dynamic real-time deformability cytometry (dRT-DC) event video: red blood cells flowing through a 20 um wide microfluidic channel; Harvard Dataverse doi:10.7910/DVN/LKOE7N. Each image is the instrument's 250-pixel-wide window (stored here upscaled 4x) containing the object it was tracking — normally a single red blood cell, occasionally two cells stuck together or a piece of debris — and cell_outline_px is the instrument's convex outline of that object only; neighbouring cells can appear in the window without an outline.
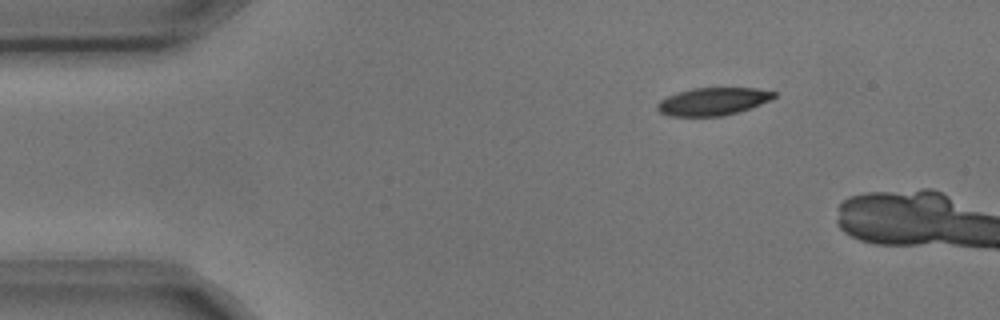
{"species": "common noctule bat (a hibernating species)", "species_latin": "Nyctalus noctula", "temperature_condition": "cold", "stored_images_in_passage": 2, "camera_frame_rate_fps": 3000, "um_per_image_px": 0.085, "animal": {"sex": "male", "body_mass_g": 17.9, "forearm_length_mm": 54.2}, "frame": {"image": 1, "passage_image": 1, "time_ms": 0.0, "image_size_px": [1000, 320], "cell_outline_px": [[776, 96], [760, 104], [736, 112], [720, 116], [668, 116], [660, 112], [656, 108], [656, 104], [660, 100], [668, 96], [692, 88], [756, 88], [776, 92]], "centroid_in_image_um": [60.56, 8.62], "position_along_channel_um": 24.4, "area_um2": 18.55}}